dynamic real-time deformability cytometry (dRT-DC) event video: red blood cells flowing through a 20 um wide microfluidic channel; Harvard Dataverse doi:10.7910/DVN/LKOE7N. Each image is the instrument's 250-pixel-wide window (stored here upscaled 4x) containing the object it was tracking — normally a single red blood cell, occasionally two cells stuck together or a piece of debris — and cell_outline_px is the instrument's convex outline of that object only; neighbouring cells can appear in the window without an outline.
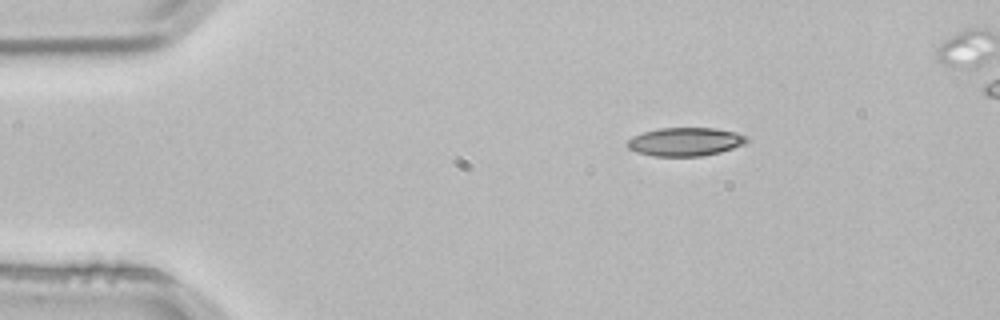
{"species": "common noctule bat (a hibernating species)", "species_latin": "Nyctalus noctula", "temperature_condition": "room temperature", "stored_images_in_passage": 3, "camera_frame_rate_fps": 3000, "um_per_image_px": 0.085, "animal": {"sex": "male", "body_mass_g": 21.5, "forearm_length_mm": 52.0}, "frame": {"image": 1, "passage_image": 1, "time_ms": 0.0, "image_size_px": [1000, 320], "cell_outline_px": [[752, 140], [744, 144], [720, 152], [704, 156], [652, 156], [636, 152], [628, 148], [624, 144], [632, 136], [644, 132], [660, 128], [716, 128], [736, 132], [748, 136]], "centroid_in_image_um": [58.26, 12.05], "position_along_channel_um": 26.7, "area_um2": 20.06}}